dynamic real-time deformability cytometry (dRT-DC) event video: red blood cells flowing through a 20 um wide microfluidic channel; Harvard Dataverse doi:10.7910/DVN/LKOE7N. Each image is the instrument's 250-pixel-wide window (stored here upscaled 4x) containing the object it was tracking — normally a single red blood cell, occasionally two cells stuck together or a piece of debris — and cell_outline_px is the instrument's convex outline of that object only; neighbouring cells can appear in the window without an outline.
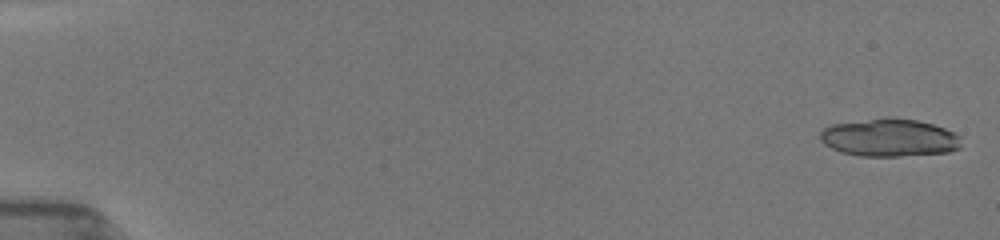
{"species": "common noctule bat (a hibernating species)", "species_latin": "Nyctalus noctula", "temperature_condition": "room temperature", "stored_images_in_passage": 8, "camera_frame_rate_fps": 3000, "um_per_image_px": 0.085, "animal": {"sex": "female", "body_mass_g": 19.5, "forearm_length_mm": 54.1}, "frame": {"image": 1, "passage_image": 1, "time_ms": 0.0, "image_size_px": [1000, 240], "cell_outline_px": [[960, 148], [948, 152], [900, 156], [860, 156], [840, 152], [824, 144], [820, 140], [820, 132], [824, 128], [832, 124], [872, 120], [916, 120], [932, 124], [944, 128], [960, 136]], "centroid_in_image_um": [75.59, 11.74], "position_along_channel_um": 9.4, "area_um2": 30.23}}